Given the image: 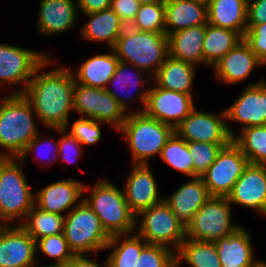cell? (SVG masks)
<instances>
[{"instance_id":"44dd1931","label":"cell","mask_w":266,"mask_h":267,"mask_svg":"<svg viewBox=\"0 0 266 267\" xmlns=\"http://www.w3.org/2000/svg\"><path fill=\"white\" fill-rule=\"evenodd\" d=\"M266 65L255 55L250 46L243 40L227 52L212 67L214 77L226 85L239 84L247 79L254 68Z\"/></svg>"},{"instance_id":"7dc6e473","label":"cell","mask_w":266,"mask_h":267,"mask_svg":"<svg viewBox=\"0 0 266 267\" xmlns=\"http://www.w3.org/2000/svg\"><path fill=\"white\" fill-rule=\"evenodd\" d=\"M80 13L89 14L110 8L111 0H75Z\"/></svg>"},{"instance_id":"4dcf8cb0","label":"cell","mask_w":266,"mask_h":267,"mask_svg":"<svg viewBox=\"0 0 266 267\" xmlns=\"http://www.w3.org/2000/svg\"><path fill=\"white\" fill-rule=\"evenodd\" d=\"M243 36L230 29L206 24V34L203 41V64L213 67L227 52L235 48Z\"/></svg>"},{"instance_id":"30bf717a","label":"cell","mask_w":266,"mask_h":267,"mask_svg":"<svg viewBox=\"0 0 266 267\" xmlns=\"http://www.w3.org/2000/svg\"><path fill=\"white\" fill-rule=\"evenodd\" d=\"M73 109L74 113H79L81 117L94 119L104 125L109 124L116 131L123 126L128 115L106 89L88 87L76 82Z\"/></svg>"},{"instance_id":"4316f807","label":"cell","mask_w":266,"mask_h":267,"mask_svg":"<svg viewBox=\"0 0 266 267\" xmlns=\"http://www.w3.org/2000/svg\"><path fill=\"white\" fill-rule=\"evenodd\" d=\"M206 24L189 27L168 36L169 56L195 66L203 64V41Z\"/></svg>"},{"instance_id":"f907efd6","label":"cell","mask_w":266,"mask_h":267,"mask_svg":"<svg viewBox=\"0 0 266 267\" xmlns=\"http://www.w3.org/2000/svg\"><path fill=\"white\" fill-rule=\"evenodd\" d=\"M30 267H61V266L55 265L54 263L53 264H48V265H37V262H36L33 265H31Z\"/></svg>"},{"instance_id":"c3c4849f","label":"cell","mask_w":266,"mask_h":267,"mask_svg":"<svg viewBox=\"0 0 266 267\" xmlns=\"http://www.w3.org/2000/svg\"><path fill=\"white\" fill-rule=\"evenodd\" d=\"M90 257L91 254L74 255L64 267H108L107 260H104L102 265L96 261V255L95 258Z\"/></svg>"},{"instance_id":"b9f144b4","label":"cell","mask_w":266,"mask_h":267,"mask_svg":"<svg viewBox=\"0 0 266 267\" xmlns=\"http://www.w3.org/2000/svg\"><path fill=\"white\" fill-rule=\"evenodd\" d=\"M104 124L94 119L79 117L73 124H66L64 129L74 136L82 145L97 144L101 140V127Z\"/></svg>"},{"instance_id":"6da1fadb","label":"cell","mask_w":266,"mask_h":267,"mask_svg":"<svg viewBox=\"0 0 266 267\" xmlns=\"http://www.w3.org/2000/svg\"><path fill=\"white\" fill-rule=\"evenodd\" d=\"M48 57L35 71L23 95L31 103L38 121L47 128H64L73 111L74 76L72 69L58 65L53 70L43 71L53 65Z\"/></svg>"},{"instance_id":"f6af8a7d","label":"cell","mask_w":266,"mask_h":267,"mask_svg":"<svg viewBox=\"0 0 266 267\" xmlns=\"http://www.w3.org/2000/svg\"><path fill=\"white\" fill-rule=\"evenodd\" d=\"M140 4L135 0H111L110 8L119 16L125 26H130L135 19Z\"/></svg>"},{"instance_id":"74e56055","label":"cell","mask_w":266,"mask_h":267,"mask_svg":"<svg viewBox=\"0 0 266 267\" xmlns=\"http://www.w3.org/2000/svg\"><path fill=\"white\" fill-rule=\"evenodd\" d=\"M36 251L54 259V264L64 267L74 256L63 233L46 236L36 241Z\"/></svg>"},{"instance_id":"7bdbcfd3","label":"cell","mask_w":266,"mask_h":267,"mask_svg":"<svg viewBox=\"0 0 266 267\" xmlns=\"http://www.w3.org/2000/svg\"><path fill=\"white\" fill-rule=\"evenodd\" d=\"M55 131L60 135L58 159L64 163H76L82 155L83 145L64 128H47V131Z\"/></svg>"},{"instance_id":"9c48e42d","label":"cell","mask_w":266,"mask_h":267,"mask_svg":"<svg viewBox=\"0 0 266 267\" xmlns=\"http://www.w3.org/2000/svg\"><path fill=\"white\" fill-rule=\"evenodd\" d=\"M231 209L227 197L211 196L186 227V239L215 242L234 233L241 225L232 224Z\"/></svg>"},{"instance_id":"484cf974","label":"cell","mask_w":266,"mask_h":267,"mask_svg":"<svg viewBox=\"0 0 266 267\" xmlns=\"http://www.w3.org/2000/svg\"><path fill=\"white\" fill-rule=\"evenodd\" d=\"M83 15L88 21L80 29V36L90 42H105L113 49L125 28L119 16L111 8Z\"/></svg>"},{"instance_id":"e0dca14e","label":"cell","mask_w":266,"mask_h":267,"mask_svg":"<svg viewBox=\"0 0 266 267\" xmlns=\"http://www.w3.org/2000/svg\"><path fill=\"white\" fill-rule=\"evenodd\" d=\"M158 189L150 164H132L123 192L129 208L136 216L163 200Z\"/></svg>"},{"instance_id":"9a60e30c","label":"cell","mask_w":266,"mask_h":267,"mask_svg":"<svg viewBox=\"0 0 266 267\" xmlns=\"http://www.w3.org/2000/svg\"><path fill=\"white\" fill-rule=\"evenodd\" d=\"M152 85L143 112L175 129L196 108L193 97Z\"/></svg>"},{"instance_id":"f1b7e54d","label":"cell","mask_w":266,"mask_h":267,"mask_svg":"<svg viewBox=\"0 0 266 267\" xmlns=\"http://www.w3.org/2000/svg\"><path fill=\"white\" fill-rule=\"evenodd\" d=\"M196 71L195 65L168 56L152 81L162 89L189 94L193 97L192 88Z\"/></svg>"},{"instance_id":"f5cc1de1","label":"cell","mask_w":266,"mask_h":267,"mask_svg":"<svg viewBox=\"0 0 266 267\" xmlns=\"http://www.w3.org/2000/svg\"><path fill=\"white\" fill-rule=\"evenodd\" d=\"M198 1H201V2L208 4L211 0H198Z\"/></svg>"},{"instance_id":"f546056e","label":"cell","mask_w":266,"mask_h":267,"mask_svg":"<svg viewBox=\"0 0 266 267\" xmlns=\"http://www.w3.org/2000/svg\"><path fill=\"white\" fill-rule=\"evenodd\" d=\"M208 23L215 27L239 32L247 30V2L245 0H211L207 4Z\"/></svg>"},{"instance_id":"ac0fdd59","label":"cell","mask_w":266,"mask_h":267,"mask_svg":"<svg viewBox=\"0 0 266 267\" xmlns=\"http://www.w3.org/2000/svg\"><path fill=\"white\" fill-rule=\"evenodd\" d=\"M227 199L266 216V165L249 163Z\"/></svg>"},{"instance_id":"4fadbf2b","label":"cell","mask_w":266,"mask_h":267,"mask_svg":"<svg viewBox=\"0 0 266 267\" xmlns=\"http://www.w3.org/2000/svg\"><path fill=\"white\" fill-rule=\"evenodd\" d=\"M248 164L249 160L233 141L223 147L201 176L210 196L227 197Z\"/></svg>"},{"instance_id":"ffe728a7","label":"cell","mask_w":266,"mask_h":267,"mask_svg":"<svg viewBox=\"0 0 266 267\" xmlns=\"http://www.w3.org/2000/svg\"><path fill=\"white\" fill-rule=\"evenodd\" d=\"M83 190L84 183L78 179L57 180L35 194V205L44 211L65 216L83 201Z\"/></svg>"},{"instance_id":"816d5d0a","label":"cell","mask_w":266,"mask_h":267,"mask_svg":"<svg viewBox=\"0 0 266 267\" xmlns=\"http://www.w3.org/2000/svg\"><path fill=\"white\" fill-rule=\"evenodd\" d=\"M256 267H266V261L263 260Z\"/></svg>"},{"instance_id":"2e32d148","label":"cell","mask_w":266,"mask_h":267,"mask_svg":"<svg viewBox=\"0 0 266 267\" xmlns=\"http://www.w3.org/2000/svg\"><path fill=\"white\" fill-rule=\"evenodd\" d=\"M226 121L245 127L266 125V82L248 84L232 105L225 109Z\"/></svg>"},{"instance_id":"5bb4252c","label":"cell","mask_w":266,"mask_h":267,"mask_svg":"<svg viewBox=\"0 0 266 267\" xmlns=\"http://www.w3.org/2000/svg\"><path fill=\"white\" fill-rule=\"evenodd\" d=\"M151 82L152 77H150L146 72L140 70L133 64L119 60L116 71L106 87V91L116 99V101L126 110L127 113H129V111L130 113L143 112L150 88V86L148 85H150ZM136 88H138V91H134V89L136 90ZM119 89H121L122 91ZM125 90L126 92L124 94L123 91ZM130 90L131 92H136L135 95H133V93L130 94ZM135 102H139L138 108L140 109L131 111L130 107H132L131 105Z\"/></svg>"},{"instance_id":"5b68a950","label":"cell","mask_w":266,"mask_h":267,"mask_svg":"<svg viewBox=\"0 0 266 267\" xmlns=\"http://www.w3.org/2000/svg\"><path fill=\"white\" fill-rule=\"evenodd\" d=\"M113 49L120 61L133 64L153 78L169 56L168 36L125 26Z\"/></svg>"},{"instance_id":"603a6c76","label":"cell","mask_w":266,"mask_h":267,"mask_svg":"<svg viewBox=\"0 0 266 267\" xmlns=\"http://www.w3.org/2000/svg\"><path fill=\"white\" fill-rule=\"evenodd\" d=\"M171 195L163 197L175 218L186 228L197 211L211 197L202 177L189 178Z\"/></svg>"},{"instance_id":"52a82bcc","label":"cell","mask_w":266,"mask_h":267,"mask_svg":"<svg viewBox=\"0 0 266 267\" xmlns=\"http://www.w3.org/2000/svg\"><path fill=\"white\" fill-rule=\"evenodd\" d=\"M63 234L74 255H97L110 240L99 217L84 201L65 215Z\"/></svg>"},{"instance_id":"f35d334b","label":"cell","mask_w":266,"mask_h":267,"mask_svg":"<svg viewBox=\"0 0 266 267\" xmlns=\"http://www.w3.org/2000/svg\"><path fill=\"white\" fill-rule=\"evenodd\" d=\"M193 158L194 177H201L215 162L218 153L229 144H212L208 142H187Z\"/></svg>"},{"instance_id":"d4e9b609","label":"cell","mask_w":266,"mask_h":267,"mask_svg":"<svg viewBox=\"0 0 266 267\" xmlns=\"http://www.w3.org/2000/svg\"><path fill=\"white\" fill-rule=\"evenodd\" d=\"M208 23L207 4L198 0H165V34Z\"/></svg>"},{"instance_id":"d6a6232c","label":"cell","mask_w":266,"mask_h":267,"mask_svg":"<svg viewBox=\"0 0 266 267\" xmlns=\"http://www.w3.org/2000/svg\"><path fill=\"white\" fill-rule=\"evenodd\" d=\"M190 267H222L214 242L186 239L176 252V265Z\"/></svg>"},{"instance_id":"cb8c5ba5","label":"cell","mask_w":266,"mask_h":267,"mask_svg":"<svg viewBox=\"0 0 266 267\" xmlns=\"http://www.w3.org/2000/svg\"><path fill=\"white\" fill-rule=\"evenodd\" d=\"M214 244L222 267H256L263 261L254 258L250 234L243 226Z\"/></svg>"},{"instance_id":"8992f818","label":"cell","mask_w":266,"mask_h":267,"mask_svg":"<svg viewBox=\"0 0 266 267\" xmlns=\"http://www.w3.org/2000/svg\"><path fill=\"white\" fill-rule=\"evenodd\" d=\"M129 146L132 164H146L154 156H160L166 141L174 129L144 112H129L123 126L118 130Z\"/></svg>"},{"instance_id":"83f0119b","label":"cell","mask_w":266,"mask_h":267,"mask_svg":"<svg viewBox=\"0 0 266 267\" xmlns=\"http://www.w3.org/2000/svg\"><path fill=\"white\" fill-rule=\"evenodd\" d=\"M110 53L95 54L84 61L76 72L74 80L84 86L106 89L119 63L114 49Z\"/></svg>"},{"instance_id":"8d00e7d4","label":"cell","mask_w":266,"mask_h":267,"mask_svg":"<svg viewBox=\"0 0 266 267\" xmlns=\"http://www.w3.org/2000/svg\"><path fill=\"white\" fill-rule=\"evenodd\" d=\"M130 27L139 31L165 33V3L141 4Z\"/></svg>"},{"instance_id":"277c9868","label":"cell","mask_w":266,"mask_h":267,"mask_svg":"<svg viewBox=\"0 0 266 267\" xmlns=\"http://www.w3.org/2000/svg\"><path fill=\"white\" fill-rule=\"evenodd\" d=\"M24 165L20 158H0V225H20L35 205Z\"/></svg>"},{"instance_id":"ab89813d","label":"cell","mask_w":266,"mask_h":267,"mask_svg":"<svg viewBox=\"0 0 266 267\" xmlns=\"http://www.w3.org/2000/svg\"><path fill=\"white\" fill-rule=\"evenodd\" d=\"M176 252L155 244H147L141 251L135 267H175Z\"/></svg>"},{"instance_id":"7a4b0ae2","label":"cell","mask_w":266,"mask_h":267,"mask_svg":"<svg viewBox=\"0 0 266 267\" xmlns=\"http://www.w3.org/2000/svg\"><path fill=\"white\" fill-rule=\"evenodd\" d=\"M35 119L37 115L23 94H7L0 99V158L21 156L40 133Z\"/></svg>"},{"instance_id":"ee69618b","label":"cell","mask_w":266,"mask_h":267,"mask_svg":"<svg viewBox=\"0 0 266 267\" xmlns=\"http://www.w3.org/2000/svg\"><path fill=\"white\" fill-rule=\"evenodd\" d=\"M243 40L255 55L266 65V23L247 25Z\"/></svg>"},{"instance_id":"60d3db41","label":"cell","mask_w":266,"mask_h":267,"mask_svg":"<svg viewBox=\"0 0 266 267\" xmlns=\"http://www.w3.org/2000/svg\"><path fill=\"white\" fill-rule=\"evenodd\" d=\"M40 150H41V152H39ZM34 153H35V155H36V153L38 154L36 158L33 157L34 160L37 159L36 161H38V158H39V160L42 159L41 161L48 168V164L50 165V164H53L56 160L58 161L57 158L59 155L58 154L59 153V139L56 140L55 137L54 138L52 137V139H50V138L46 139V137L43 136L42 133H39L34 139H32L28 143L26 149L24 150V152L21 154V156L19 158L23 162H25L26 158L31 154L34 155ZM49 156H51V157L49 158ZM47 159H49V160H47Z\"/></svg>"},{"instance_id":"836d02e7","label":"cell","mask_w":266,"mask_h":267,"mask_svg":"<svg viewBox=\"0 0 266 267\" xmlns=\"http://www.w3.org/2000/svg\"><path fill=\"white\" fill-rule=\"evenodd\" d=\"M65 216L50 213L36 205L28 212L20 226L35 240L63 233Z\"/></svg>"},{"instance_id":"d6986e66","label":"cell","mask_w":266,"mask_h":267,"mask_svg":"<svg viewBox=\"0 0 266 267\" xmlns=\"http://www.w3.org/2000/svg\"><path fill=\"white\" fill-rule=\"evenodd\" d=\"M36 252V241L20 225H0V267H30Z\"/></svg>"},{"instance_id":"3957f363","label":"cell","mask_w":266,"mask_h":267,"mask_svg":"<svg viewBox=\"0 0 266 267\" xmlns=\"http://www.w3.org/2000/svg\"><path fill=\"white\" fill-rule=\"evenodd\" d=\"M85 192L90 195L85 196ZM83 196V201L96 213L110 237L135 232L136 215L126 202L123 188L100 178L91 187L84 185Z\"/></svg>"},{"instance_id":"7402d4cb","label":"cell","mask_w":266,"mask_h":267,"mask_svg":"<svg viewBox=\"0 0 266 267\" xmlns=\"http://www.w3.org/2000/svg\"><path fill=\"white\" fill-rule=\"evenodd\" d=\"M39 4L38 34H64L75 27L80 14L75 0H40Z\"/></svg>"},{"instance_id":"681fc988","label":"cell","mask_w":266,"mask_h":267,"mask_svg":"<svg viewBox=\"0 0 266 267\" xmlns=\"http://www.w3.org/2000/svg\"><path fill=\"white\" fill-rule=\"evenodd\" d=\"M141 4L165 3V0H135Z\"/></svg>"},{"instance_id":"ba28073f","label":"cell","mask_w":266,"mask_h":267,"mask_svg":"<svg viewBox=\"0 0 266 267\" xmlns=\"http://www.w3.org/2000/svg\"><path fill=\"white\" fill-rule=\"evenodd\" d=\"M135 231L148 244L166 246L174 252L186 240V228L164 199L136 216Z\"/></svg>"},{"instance_id":"d590c367","label":"cell","mask_w":266,"mask_h":267,"mask_svg":"<svg viewBox=\"0 0 266 267\" xmlns=\"http://www.w3.org/2000/svg\"><path fill=\"white\" fill-rule=\"evenodd\" d=\"M171 168L194 178L193 158L190 155L187 142L175 132L166 141L159 156Z\"/></svg>"},{"instance_id":"1f68e13d","label":"cell","mask_w":266,"mask_h":267,"mask_svg":"<svg viewBox=\"0 0 266 267\" xmlns=\"http://www.w3.org/2000/svg\"><path fill=\"white\" fill-rule=\"evenodd\" d=\"M148 243L136 232L110 237L105 249L111 253L107 256L108 267H135L142 249Z\"/></svg>"},{"instance_id":"8fae6325","label":"cell","mask_w":266,"mask_h":267,"mask_svg":"<svg viewBox=\"0 0 266 267\" xmlns=\"http://www.w3.org/2000/svg\"><path fill=\"white\" fill-rule=\"evenodd\" d=\"M48 53L20 46L0 43V86L19 90L12 94H23L36 69L49 57Z\"/></svg>"},{"instance_id":"e575fe53","label":"cell","mask_w":266,"mask_h":267,"mask_svg":"<svg viewBox=\"0 0 266 267\" xmlns=\"http://www.w3.org/2000/svg\"><path fill=\"white\" fill-rule=\"evenodd\" d=\"M233 142L250 164L266 165V125L245 127L233 137Z\"/></svg>"},{"instance_id":"7c38bea8","label":"cell","mask_w":266,"mask_h":267,"mask_svg":"<svg viewBox=\"0 0 266 267\" xmlns=\"http://www.w3.org/2000/svg\"><path fill=\"white\" fill-rule=\"evenodd\" d=\"M226 122L225 110L221 113L200 111L196 108L174 129L186 142L230 144L236 133Z\"/></svg>"},{"instance_id":"bcb514c9","label":"cell","mask_w":266,"mask_h":267,"mask_svg":"<svg viewBox=\"0 0 266 267\" xmlns=\"http://www.w3.org/2000/svg\"><path fill=\"white\" fill-rule=\"evenodd\" d=\"M266 23V0L247 2V25Z\"/></svg>"}]
</instances>
